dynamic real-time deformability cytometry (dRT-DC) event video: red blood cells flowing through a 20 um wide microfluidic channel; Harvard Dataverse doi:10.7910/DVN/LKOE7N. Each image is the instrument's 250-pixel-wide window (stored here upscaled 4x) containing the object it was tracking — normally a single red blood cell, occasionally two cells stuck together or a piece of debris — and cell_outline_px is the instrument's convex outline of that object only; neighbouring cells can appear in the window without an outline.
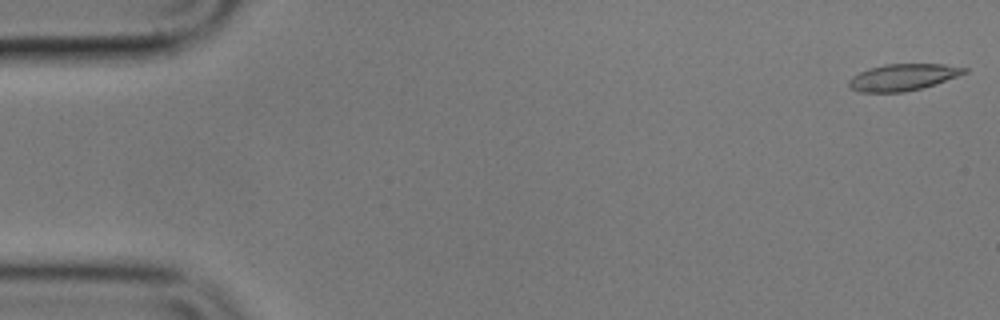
{"species": "common noctule bat (a hibernating species)", "species_latin": "Nyctalus noctula", "temperature_condition": "cold", "stored_images_in_passage": 55, "camera_frame_rate_fps": 3000, "um_per_image_px": 0.085, "animal": {"sex": "male", "body_mass_g": 17.9}, "frame": {"image": 1, "passage_image": 1, "time_ms": 0.0, "image_size_px": [1000, 320], "cell_outline_px": [[968, 72], [936, 84], [904, 92], [860, 92], [852, 88], [848, 84], [848, 80], [852, 76], [868, 68], [884, 64], [944, 64], [968, 68]], "centroid_in_image_um": [76.75, 6.55], "position_along_channel_um": 8.2, "area_um2": 17.92}}
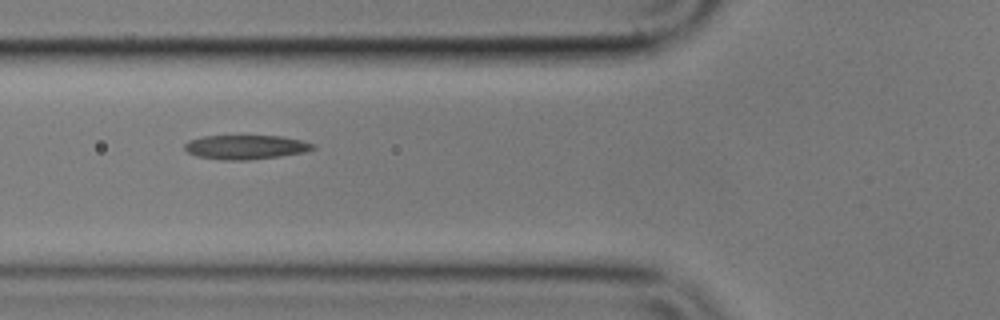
{"frame": {"image": 2, "passage_image": 20, "time_ms": 6.333, "image_size_px": [1000, 320], "cell_outline_px": [[316, 148], [308, 152], [280, 156], [248, 160], [224, 160], [196, 156], [188, 152], [184, 148], [184, 144], [188, 140], [204, 136], [280, 136], [300, 140], [316, 144]], "centroid_in_image_um": [20.91, 12.51], "position_along_channel_um": 104.9, "area_um2": 18.21}}
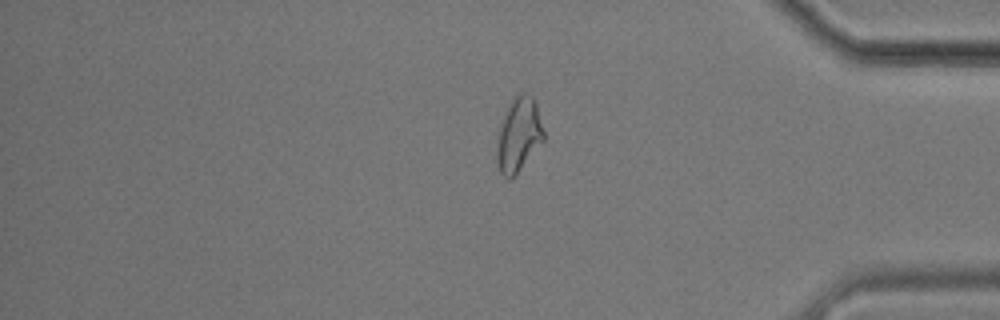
{"frame": {"image": 3, "passage_image": 46, "time_ms": 15.0, "image_size_px": [1000, 320], "cell_outline_px": [[544, 140], [516, 176], [512, 180], [508, 180], [500, 172], [496, 164], [496, 132], [512, 100], [520, 92], [524, 92], [532, 96], [536, 104], [544, 132]], "centroid_in_image_um": [44.06, 11.52], "position_along_channel_um": 391.1, "area_um2": 20.58}, "authors_computed_cell_mechanics": {"area_um2": 18.207, "velocity_mm_per_s": 3.5709, "shape_relaxation_time_tau1_ms": null, "shape_relaxation_time_tau2_ms": 4.2728, "deformation_change_tau1": null, "deformation_change_tau2": 0.1098}}